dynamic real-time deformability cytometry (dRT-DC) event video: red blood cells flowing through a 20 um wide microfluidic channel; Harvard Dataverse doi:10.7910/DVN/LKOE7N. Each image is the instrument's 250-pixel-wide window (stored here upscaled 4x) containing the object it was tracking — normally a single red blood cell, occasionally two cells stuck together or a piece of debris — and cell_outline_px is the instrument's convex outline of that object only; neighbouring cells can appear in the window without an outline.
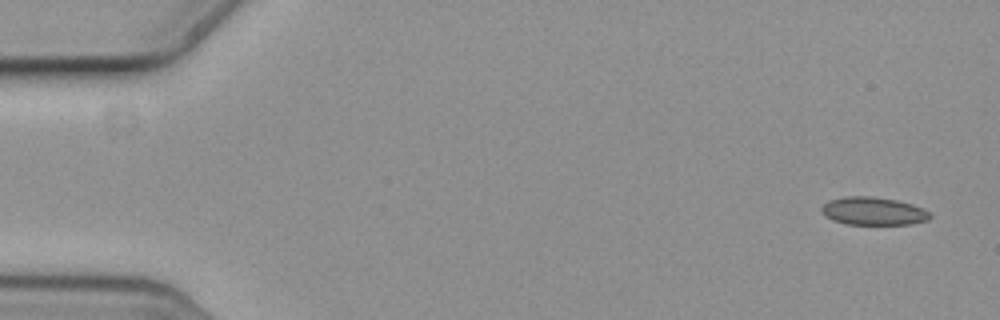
{"species": "common noctule bat (a hibernating species)", "species_latin": "Nyctalus noctula", "temperature_condition": "cold", "stored_images_in_passage": 6, "camera_frame_rate_fps": 3000, "um_per_image_px": 0.085, "animal": {"sex": "female", "body_mass_g": 19.3, "forearm_length_mm": 54.1}, "frame": {"image": 1, "passage_image": 1, "time_ms": 0.0, "image_size_px": [1000, 320], "cell_outline_px": [[932, 216], [928, 220], [912, 224], [844, 224], [832, 220], [824, 216], [820, 208], [828, 200], [844, 196], [872, 196], [896, 200], [912, 204], [924, 208]], "centroid_in_image_um": [74.21, 17.94], "position_along_channel_um": 10.8, "area_um2": 17.86}}
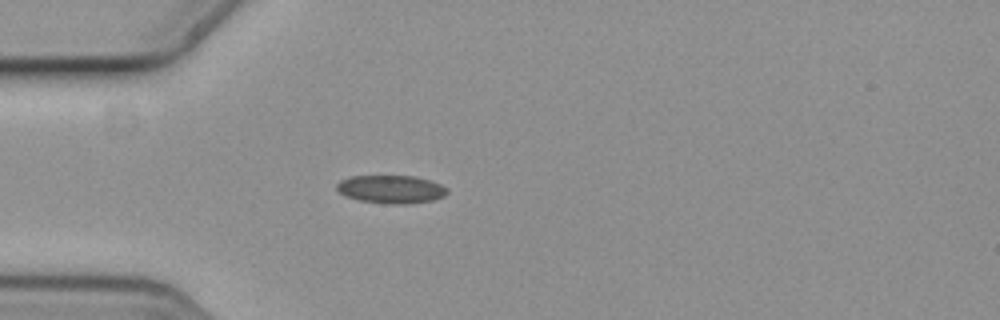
{"frame": {"image": 2, "passage_image": 5, "time_ms": 1.333, "image_size_px": [1000, 320], "cell_outline_px": [[448, 192], [444, 196], [432, 200], [408, 204], [384, 204], [356, 200], [344, 196], [336, 188], [336, 184], [340, 180], [352, 176], [416, 176], [440, 184], [448, 188]], "centroid_in_image_um": [33.22, 16.1], "position_along_channel_um": 51.8, "area_um2": 18.26}}